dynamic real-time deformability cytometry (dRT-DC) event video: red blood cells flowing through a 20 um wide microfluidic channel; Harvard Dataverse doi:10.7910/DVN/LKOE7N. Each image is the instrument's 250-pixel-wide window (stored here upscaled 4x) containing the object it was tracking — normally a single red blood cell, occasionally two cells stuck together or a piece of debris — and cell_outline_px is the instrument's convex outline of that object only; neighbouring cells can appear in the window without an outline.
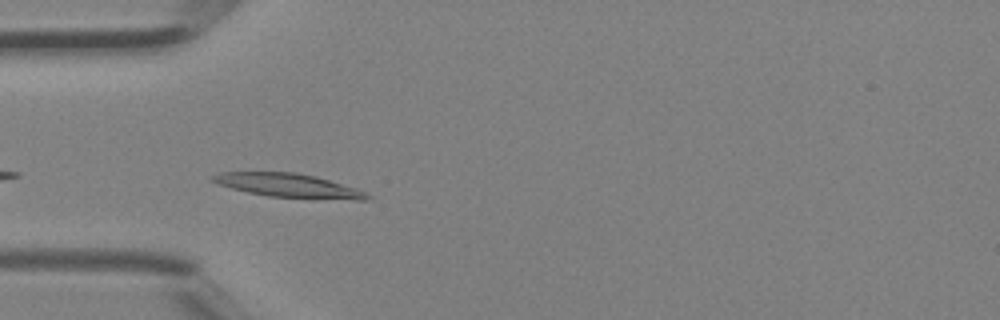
{"species": "Egyptian fruit bat (a non-hibernating species)", "species_latin": "Rousettus aegyptiacus", "temperature_condition": "room temperature", "stored_images_in_passage": 24, "camera_frame_rate_fps": 3000, "um_per_image_px": 0.085, "animal": {"sex": "female"}, "frame": {"image": 1, "passage_image": 2, "time_ms": 0.333, "image_size_px": [1000, 320], "cell_outline_px": [[372, 200], [356, 200], [268, 196], [248, 192], [216, 184], [212, 180], [212, 176], [220, 172], [296, 172], [316, 176], [356, 188], [372, 196]], "centroid_in_image_um": [24.55, 15.76], "position_along_channel_um": 60.4, "area_um2": 21.33}}
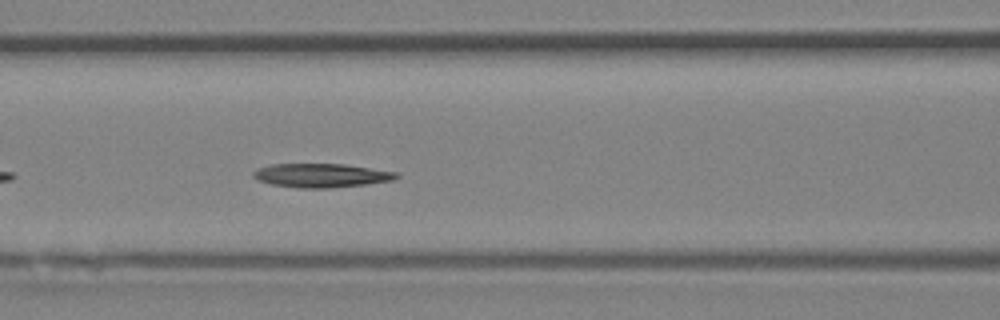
{"frame": {"image": 2, "passage_image": 7, "time_ms": 2.0, "image_size_px": [1000, 320], "cell_outline_px": [[400, 176], [392, 180], [368, 184], [328, 188], [300, 188], [272, 184], [260, 180], [252, 176], [252, 172], [256, 168], [272, 164], [344, 164], [396, 172]], "centroid_in_image_um": [27.29, 14.91], "position_along_channel_um": 139.3, "area_um2": 19.77}}
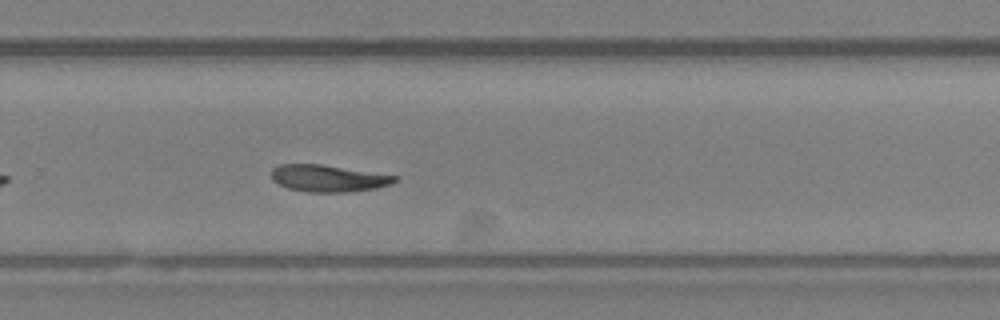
{"frame": {"image": 3, "passage_image": 17, "time_ms": 5.333, "image_size_px": [1000, 320], "cell_outline_px": [[400, 176], [392, 184], [376, 188], [352, 192], [308, 192], [288, 188], [272, 180], [272, 168], [280, 164], [320, 164]], "centroid_in_image_um": [27.93, 15.16], "position_along_channel_um": 301.9, "area_um2": 19.36}}